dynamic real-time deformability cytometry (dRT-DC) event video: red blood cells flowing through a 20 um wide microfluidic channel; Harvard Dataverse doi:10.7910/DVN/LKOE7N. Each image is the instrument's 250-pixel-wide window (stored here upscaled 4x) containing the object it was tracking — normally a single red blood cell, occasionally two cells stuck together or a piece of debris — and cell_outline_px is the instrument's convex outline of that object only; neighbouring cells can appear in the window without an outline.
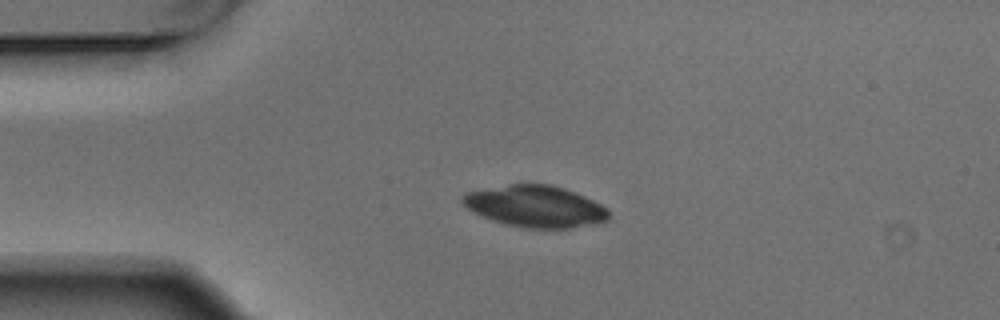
{"species": "Egyptian fruit bat (a non-hibernating species)", "species_latin": "Rousettus aegyptiacus", "temperature_condition": "warm", "stored_images_in_passage": 4, "camera_frame_rate_fps": 3000, "um_per_image_px": 0.085, "animal": {"sex": "male"}, "frame": {"image": 1, "passage_image": 3, "time_ms": 0.667, "image_size_px": [1000, 320], "cell_outline_px": [[608, 220], [600, 224], [572, 228], [524, 228], [504, 224], [492, 220], [472, 212], [460, 200], [460, 196], [464, 192], [508, 184], [552, 184], [564, 188], [584, 196], [608, 208]], "centroid_in_image_um": [45.49, 17.54], "position_along_channel_um": 39.5, "area_um2": 35.84}}